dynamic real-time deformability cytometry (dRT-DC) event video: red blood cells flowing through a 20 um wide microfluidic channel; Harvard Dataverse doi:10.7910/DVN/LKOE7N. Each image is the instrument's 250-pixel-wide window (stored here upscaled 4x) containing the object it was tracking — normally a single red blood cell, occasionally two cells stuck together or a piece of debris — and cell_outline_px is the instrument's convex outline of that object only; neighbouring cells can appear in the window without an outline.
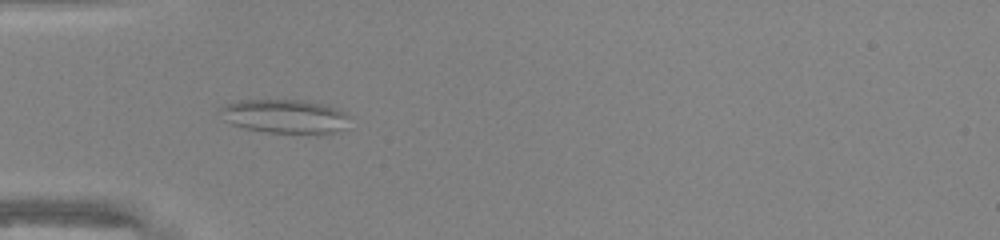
{"species": "common noctule bat (a hibernating species)", "species_latin": "Nyctalus noctula", "temperature_condition": "warm", "stored_images_in_passage": 40, "camera_frame_rate_fps": 3000, "um_per_image_px": 0.085, "animal": {"sex": "male", "body_mass_g": 20.0, "forearm_length_mm": 53.3}, "frame": {"image": 1, "passage_image": 11, "time_ms": 3.333, "image_size_px": [1000, 240], "cell_outline_px": [[348, 128], [320, 136], [316, 136], [268, 132], [244, 128], [232, 124], [224, 120], [220, 108], [224, 104], [240, 100], [304, 100], [328, 104], [344, 112], [348, 116]], "centroid_in_image_um": [24.29, 9.92], "position_along_channel_um": 60.7, "area_um2": 26.36}}
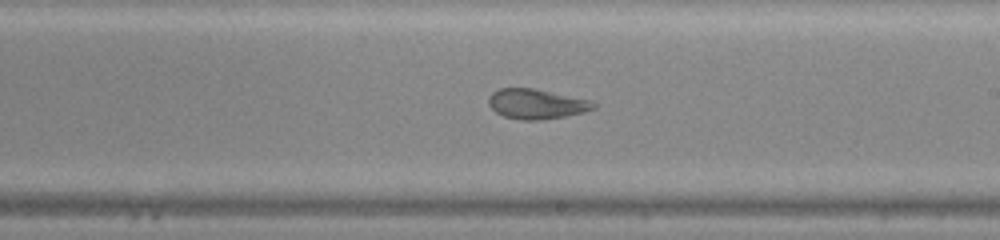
{"frame": {"image": 2, "passage_image": 24, "time_ms": 7.667, "image_size_px": [1000, 240], "cell_outline_px": [[596, 108], [584, 112], [564, 116], [540, 120], [520, 120], [504, 116], [496, 112], [488, 104], [488, 96], [492, 92], [500, 88], [532, 88], [592, 100], [596, 104]], "centroid_in_image_um": [45.59, 8.83], "position_along_channel_um": 243.4, "area_um2": 18.32}}
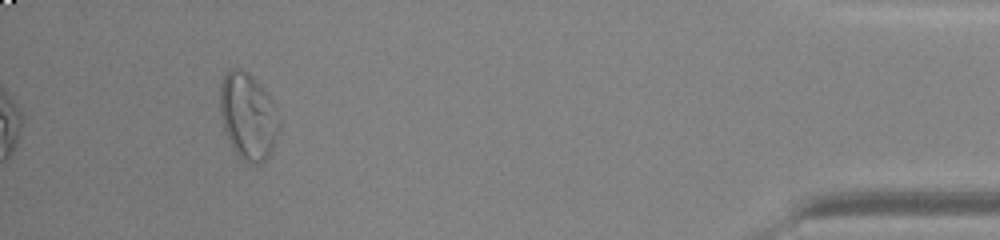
{"frame": {"image": 3, "passage_image": 40, "time_ms": 13.0, "image_size_px": [1000, 240], "cell_outline_px": [[280, 124], [268, 160], [260, 164], [256, 164], [244, 160], [232, 148], [224, 128], [220, 116], [220, 84], [224, 72], [232, 68], [244, 68], [252, 76], [272, 100], [276, 108], [280, 120]], "centroid_in_image_um": [21.07, 9.86], "position_along_channel_um": 414.1, "area_um2": 29.94}, "authors_computed_cell_mechanics": {"area_um2": 21.7039, "velocity_mm_per_s": 4.3109, "shape_relaxation_time_tau1_ms": null, "shape_relaxation_time_tau2_ms": 1.17, "deformation_change_tau1": null, "deformation_change_tau2": 0.0778}}